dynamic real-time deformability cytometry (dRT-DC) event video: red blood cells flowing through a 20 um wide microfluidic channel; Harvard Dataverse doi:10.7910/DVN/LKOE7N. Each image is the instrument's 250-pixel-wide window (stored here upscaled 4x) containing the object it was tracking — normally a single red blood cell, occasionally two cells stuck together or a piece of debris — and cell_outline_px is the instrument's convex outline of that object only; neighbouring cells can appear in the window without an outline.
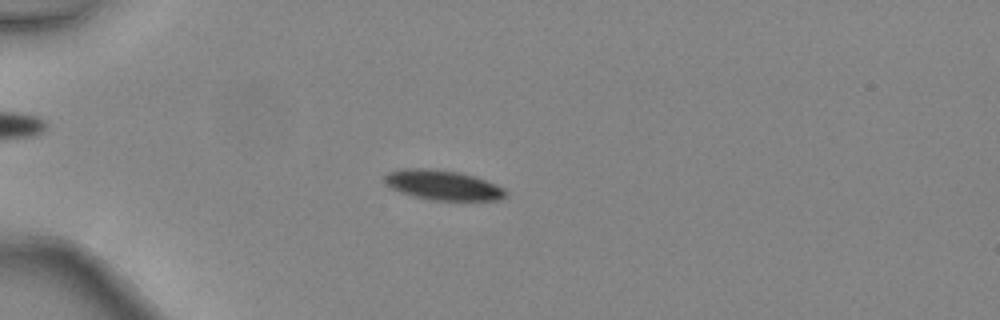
{"species": "common noctule bat (a hibernating species)", "species_latin": "Nyctalus noctula", "temperature_condition": "warm", "stored_images_in_passage": 5, "camera_frame_rate_fps": 3000, "um_per_image_px": 0.085, "animal": {"sex": "female", "body_mass_g": 24.6, "forearm_length_mm": 56.2}, "frame": {"image": 1, "passage_image": 4, "time_ms": 1.0, "image_size_px": [1000, 320], "cell_outline_px": [[508, 192], [500, 200], [432, 200], [400, 192], [392, 188], [384, 180], [384, 176], [388, 172], [400, 168], [432, 168], [460, 172], [496, 184], [504, 188]], "centroid_in_image_um": [37.64, 15.72], "position_along_channel_um": 47.4, "area_um2": 20.98}}